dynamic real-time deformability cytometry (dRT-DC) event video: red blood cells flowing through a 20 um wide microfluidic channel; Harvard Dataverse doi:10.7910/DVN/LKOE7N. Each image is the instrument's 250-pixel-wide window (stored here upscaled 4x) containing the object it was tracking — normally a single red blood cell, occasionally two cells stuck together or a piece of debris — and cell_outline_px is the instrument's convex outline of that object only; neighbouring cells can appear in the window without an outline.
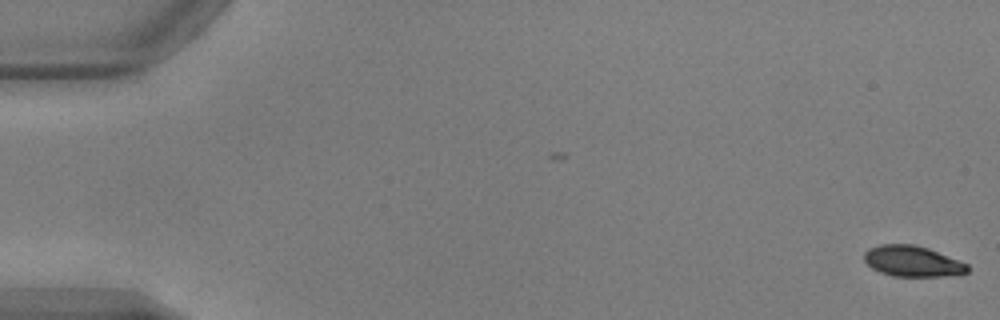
{"species": "common noctule bat (a hibernating species)", "species_latin": "Nyctalus noctula", "temperature_condition": "warm", "stored_images_in_passage": 53, "camera_frame_rate_fps": 3000, "um_per_image_px": 0.085, "animal": {"sex": "male", "body_mass_g": 17.9, "forearm_length_mm": 54.2}, "frame": {"image": 1, "passage_image": 1, "time_ms": 0.0, "image_size_px": [1000, 320], "cell_outline_px": [[968, 272], [940, 276], [892, 276], [880, 272], [872, 268], [864, 260], [864, 252], [868, 248], [880, 244], [916, 244], [928, 248], [968, 264]], "centroid_in_image_um": [77.51, 22.19], "position_along_channel_um": 7.5, "area_um2": 18.44}}
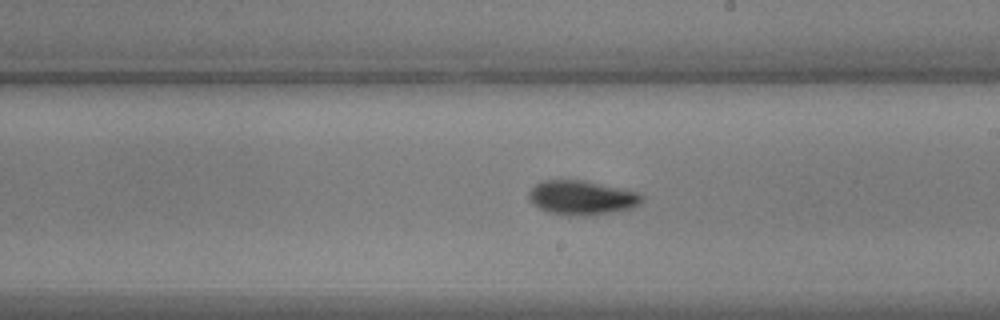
{"frame": {"image": 2, "passage_image": 31, "time_ms": 10.0, "image_size_px": [1000, 320], "cell_outline_px": [[644, 200], [632, 208], [612, 212], [580, 216], [576, 216], [544, 212], [532, 204], [528, 200], [528, 192], [536, 184], [544, 180], [584, 180], [636, 192], [644, 196]], "centroid_in_image_um": [49.4, 16.81], "position_along_channel_um": 239.6, "area_um2": 22.6}}
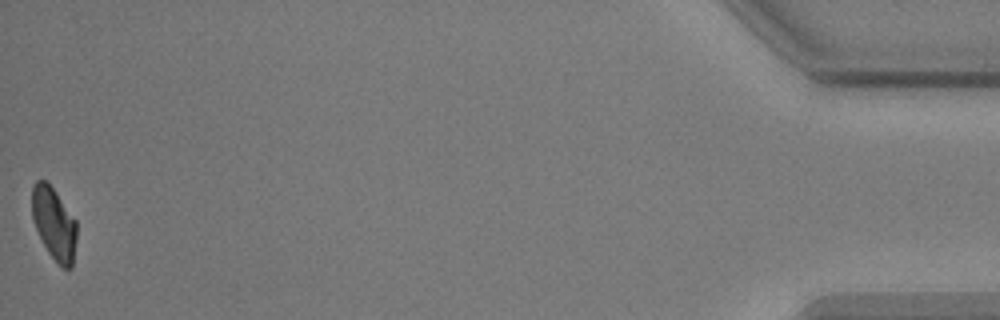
{"frame": {"image": 3, "passage_image": 53, "time_ms": 17.333, "image_size_px": [1000, 320], "cell_outline_px": [[76, 240], [72, 268], [64, 268], [48, 252], [32, 220], [32, 188], [36, 180], [44, 180], [56, 192], [76, 220]], "centroid_in_image_um": [4.59, 18.99], "position_along_channel_um": 430.6, "area_um2": 18.55}, "authors_computed_cell_mechanics": {"area_um2": 20.4612, "velocity_mm_per_s": 3.8479, "shape_relaxation_time_tau1_ms": 3.3174, "shape_relaxation_time_tau2_ms": 6.3617, "deformation_change_tau1": 0.1312, "deformation_change_tau2": 0.0808}}